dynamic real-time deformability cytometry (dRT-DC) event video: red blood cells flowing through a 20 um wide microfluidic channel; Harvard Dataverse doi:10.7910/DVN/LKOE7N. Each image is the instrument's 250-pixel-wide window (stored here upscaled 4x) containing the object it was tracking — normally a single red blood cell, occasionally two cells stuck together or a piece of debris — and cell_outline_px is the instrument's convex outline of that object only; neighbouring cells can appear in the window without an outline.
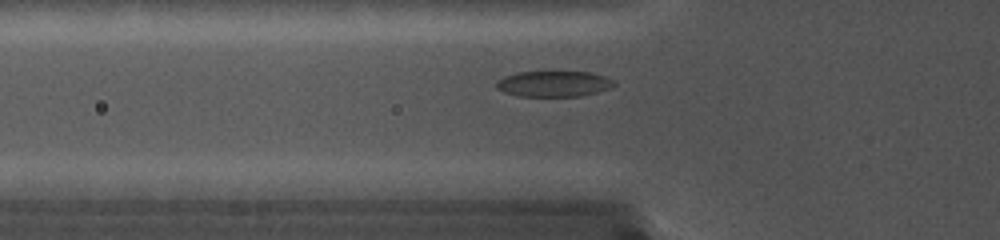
{"species": "common noctule bat (a hibernating species)", "species_latin": "Nyctalus noctula", "temperature_condition": "cold", "stored_images_in_passage": 34, "camera_frame_rate_fps": 5000, "um_per_image_px": 0.085, "animal": {"sex": "female", "body_mass_g": 19.0, "forearm_length_mm": 56.7}, "frame": {"image": 1, "passage_image": 9, "time_ms": 1.6, "image_size_px": [1000, 240], "cell_outline_px": [[616, 84], [612, 88], [580, 96], [520, 96], [504, 92], [496, 88], [496, 80], [504, 76], [516, 72], [588, 72], [604, 76], [616, 80]], "centroid_in_image_um": [47.07, 7.12], "position_along_channel_um": 78.7, "area_um2": 17.74}}
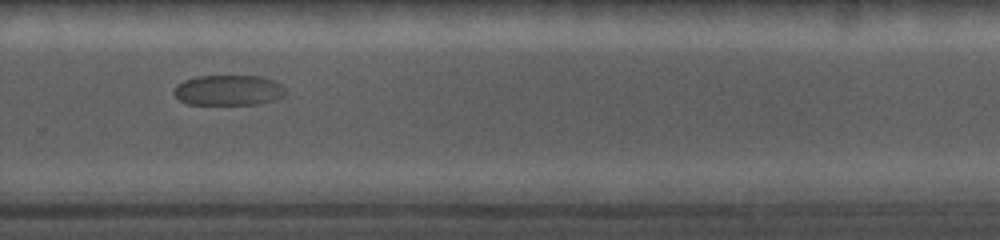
{"frame": {"image": 2, "passage_image": 25, "time_ms": 4.8, "image_size_px": [1000, 240], "cell_outline_px": [[288, 92], [284, 96], [260, 104], [188, 104], [180, 100], [172, 92], [176, 84], [184, 80], [196, 76], [260, 76], [272, 80], [280, 84]], "centroid_in_image_um": [19.41, 7.67], "position_along_channel_um": 310.4, "area_um2": 19.83}}
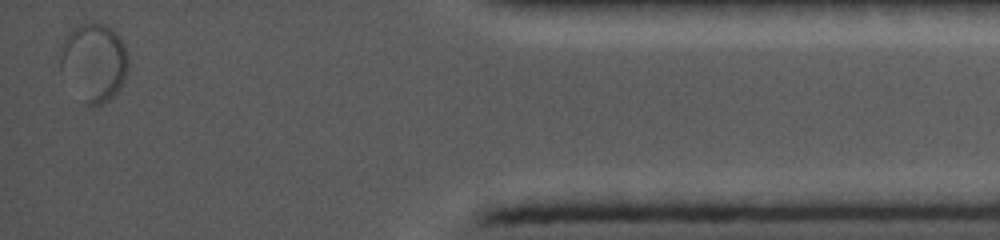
{"frame": {"image": 3, "passage_image": 34, "time_ms": 6.6, "image_size_px": [1000, 240], "cell_outline_px": [[128, 68], [124, 80], [120, 88], [108, 100], [100, 104], [84, 104], [60, 72], [60, 48], [64, 36], [72, 28], [88, 20], [92, 20], [104, 24], [112, 28], [124, 44], [128, 52]], "centroid_in_image_um": [7.96, 5.24], "position_along_channel_um": 427.2, "area_um2": 31.56}}